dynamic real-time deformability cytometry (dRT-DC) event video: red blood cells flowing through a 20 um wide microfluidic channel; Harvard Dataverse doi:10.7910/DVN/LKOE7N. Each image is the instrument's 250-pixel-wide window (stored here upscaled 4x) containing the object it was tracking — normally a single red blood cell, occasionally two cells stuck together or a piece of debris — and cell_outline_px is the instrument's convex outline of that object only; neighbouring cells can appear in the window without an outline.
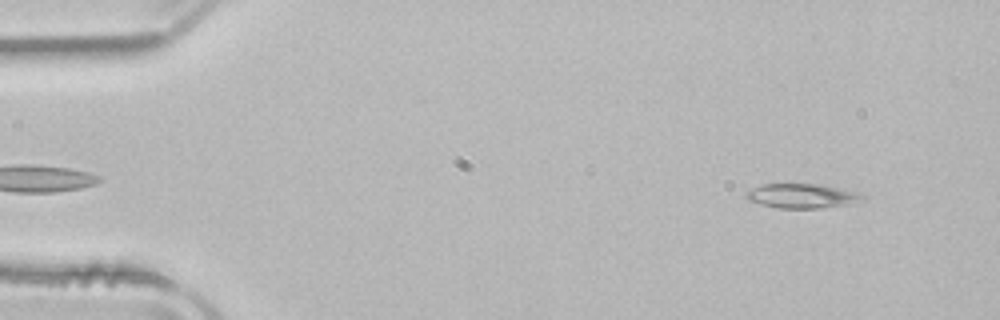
{"species": "common noctule bat (a hibernating species)", "species_latin": "Nyctalus noctula", "temperature_condition": "room temperature", "stored_images_in_passage": 48, "camera_frame_rate_fps": 3000, "um_per_image_px": 0.085, "animal": {"sex": "male", "body_mass_g": 21.5, "forearm_length_mm": 52.0}, "frame": {"image": 1, "passage_image": 1, "time_ms": 0.0, "image_size_px": [1000, 320], "cell_outline_px": [[864, 200], [848, 204], [820, 208], [780, 208], [760, 204], [748, 200], [744, 196], [744, 192], [752, 188], [764, 184], [820, 184], [840, 188], [856, 192], [864, 196]], "centroid_in_image_um": [68.13, 16.65], "position_along_channel_um": 16.9, "area_um2": 16.53}}
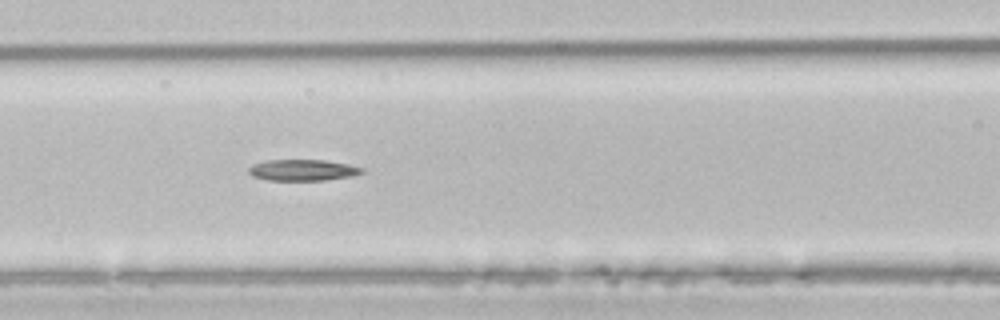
{"frame": {"image": 2, "passage_image": 18, "time_ms": 5.667, "image_size_px": [1000, 320], "cell_outline_px": [[364, 172], [352, 176], [324, 180], [268, 180], [252, 176], [248, 172], [248, 168], [252, 164], [264, 160], [324, 160], [348, 164], [364, 168]], "centroid_in_image_um": [25.71, 14.45], "position_along_channel_um": 140.9, "area_um2": 14.05}}
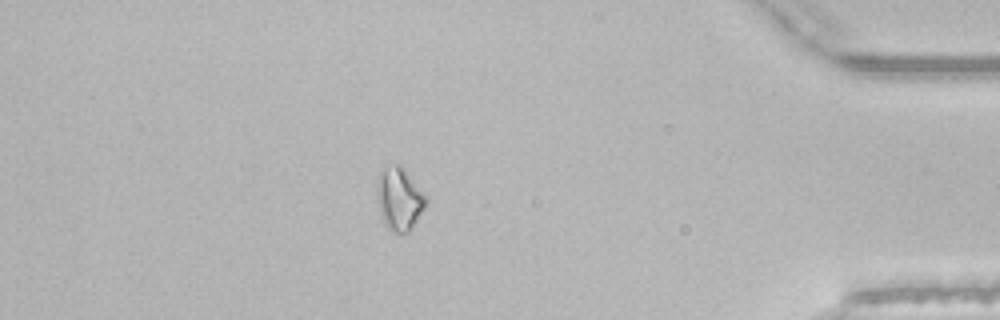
{"frame": {"image": 3, "passage_image": 41, "time_ms": 13.333, "image_size_px": [1000, 320], "cell_outline_px": [[428, 200], [424, 208], [408, 232], [392, 232], [388, 228], [380, 212], [376, 200], [376, 184], [380, 172], [384, 168], [396, 164], [400, 164], [404, 168], [428, 196]], "centroid_in_image_um": [33.94, 16.87], "position_along_channel_um": 401.3, "area_um2": 17.92}, "authors_computed_cell_mechanics": {"area_um2": 15.1147, "velocity_mm_per_s": 3.9361, "shape_relaxation_time_tau1_ms": 5.4205, "shape_relaxation_time_tau2_ms": null, "deformation_change_tau1": 0.1268, "deformation_change_tau2": null}}